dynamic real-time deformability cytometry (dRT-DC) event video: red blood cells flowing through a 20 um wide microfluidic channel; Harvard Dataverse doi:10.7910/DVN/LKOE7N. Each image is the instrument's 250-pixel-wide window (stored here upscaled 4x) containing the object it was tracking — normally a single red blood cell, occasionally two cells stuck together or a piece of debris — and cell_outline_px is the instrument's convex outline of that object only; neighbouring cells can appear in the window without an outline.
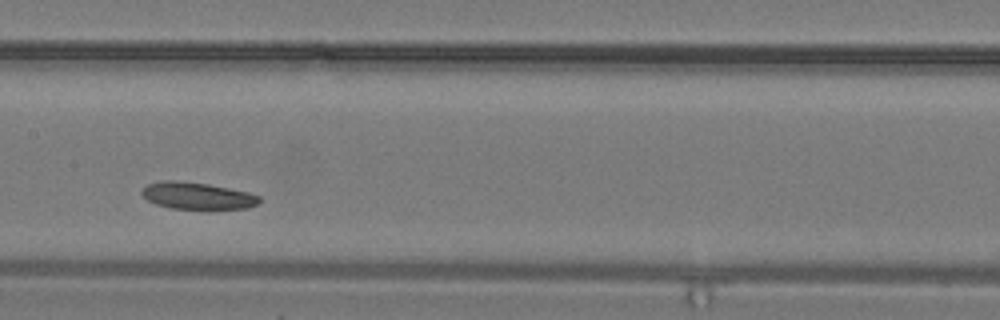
{"species": "common noctule bat (a hibernating species)", "species_latin": "Nyctalus noctula", "temperature_condition": "warm", "stored_images_in_passage": 19, "camera_frame_rate_fps": 3000, "um_per_image_px": 0.085, "animal": {"sex": "male", "body_mass_g": 19.2, "forearm_length_mm": 51.8}, "frame": {"image": 1, "passage_image": 9, "time_ms": 2.667, "image_size_px": [1000, 320], "cell_outline_px": [[260, 204], [248, 208], [172, 208], [156, 204], [148, 200], [140, 192], [148, 184], [164, 180], [176, 180], [208, 184], [248, 192], [260, 196]], "centroid_in_image_um": [16.79, 16.63], "position_along_channel_um": 190.6, "area_um2": 18.15}}
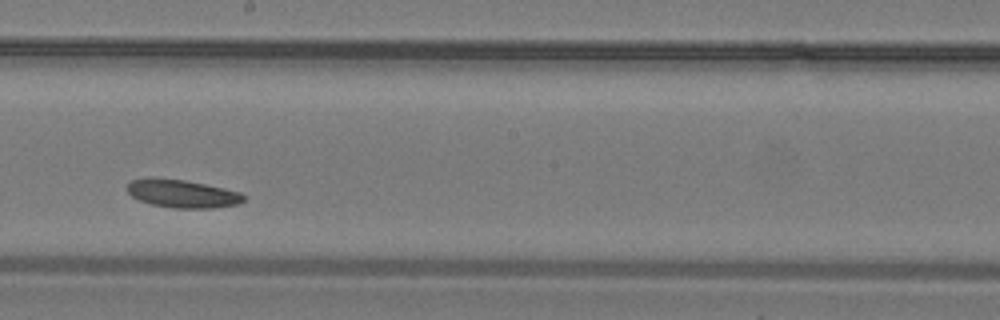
{"frame": {"image": 2, "passage_image": 11, "time_ms": 3.333, "image_size_px": [1000, 320], "cell_outline_px": [[248, 196], [240, 204], [216, 208], [172, 208], [152, 204], [140, 200], [132, 196], [124, 188], [132, 180], [148, 176], [152, 176], [184, 180], [224, 188], [240, 192]], "centroid_in_image_um": [15.5, 16.45], "position_along_channel_um": 232.7, "area_um2": 19.42}}
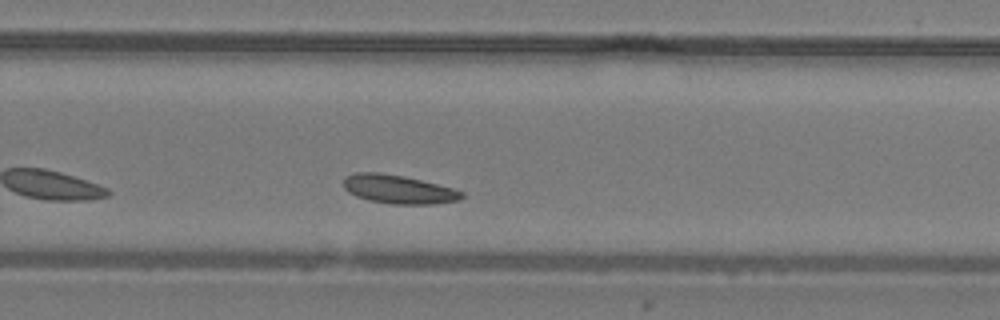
{"frame": {"image": 3, "passage_image": 14, "time_ms": 4.333, "image_size_px": [1000, 320], "cell_outline_px": [[464, 196], [460, 200], [432, 204], [392, 204], [368, 200], [356, 196], [348, 192], [344, 188], [344, 176], [356, 172], [376, 172], [404, 176], [452, 188], [464, 192]], "centroid_in_image_um": [33.85, 16.09], "position_along_channel_um": 296.0, "area_um2": 19.71}}